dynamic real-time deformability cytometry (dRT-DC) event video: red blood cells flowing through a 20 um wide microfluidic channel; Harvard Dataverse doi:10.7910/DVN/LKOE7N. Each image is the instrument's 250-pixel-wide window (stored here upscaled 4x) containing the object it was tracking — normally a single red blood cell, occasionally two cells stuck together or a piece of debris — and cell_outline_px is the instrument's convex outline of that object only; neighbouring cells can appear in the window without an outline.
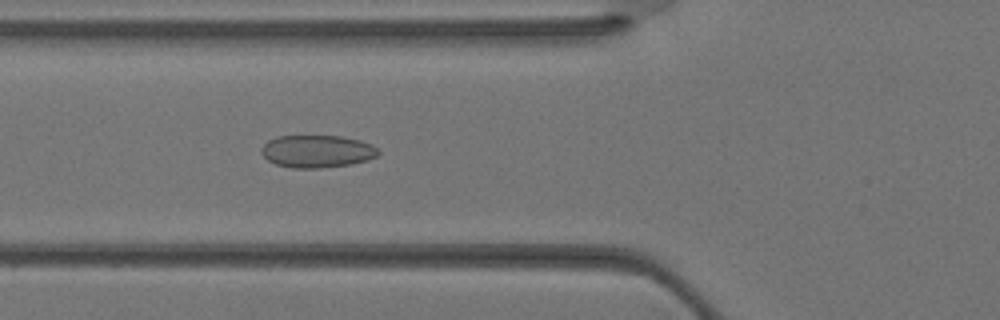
{"species": "Egyptian fruit bat (a non-hibernating species)", "species_latin": "Rousettus aegyptiacus", "temperature_condition": "warm", "stored_images_in_passage": 31, "camera_frame_rate_fps": 3000, "um_per_image_px": 0.085, "animal": {"sex": "female"}, "frame": {"image": 1, "passage_image": 8, "time_ms": 2.333, "image_size_px": [1000, 320], "cell_outline_px": [[380, 152], [376, 156], [368, 160], [352, 164], [320, 168], [292, 168], [276, 164], [268, 160], [260, 152], [260, 148], [268, 140], [276, 136], [340, 136], [360, 140], [372, 144], [380, 148]], "centroid_in_image_um": [26.97, 12.86], "position_along_channel_um": 98.8, "area_um2": 22.37}}
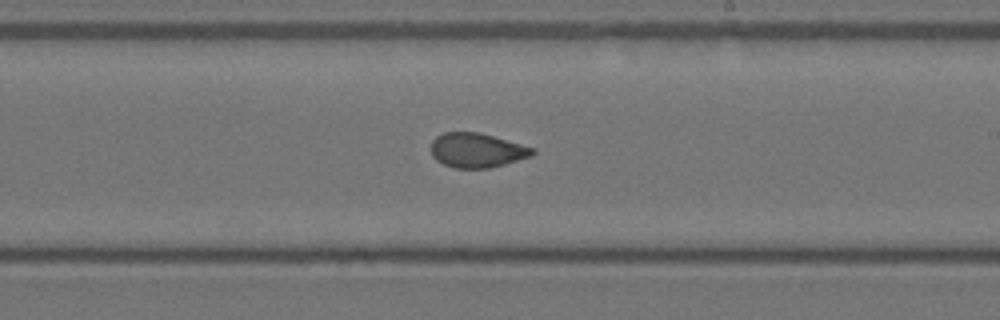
{"frame": {"image": 2, "passage_image": 16, "time_ms": 5.0, "image_size_px": [1000, 320], "cell_outline_px": [[536, 152], [532, 156], [504, 164], [488, 168], [456, 168], [444, 164], [436, 160], [432, 156], [432, 140], [436, 136], [444, 132], [480, 132], [536, 148]], "centroid_in_image_um": [40.56, 12.76], "position_along_channel_um": 248.4, "area_um2": 20.46}}
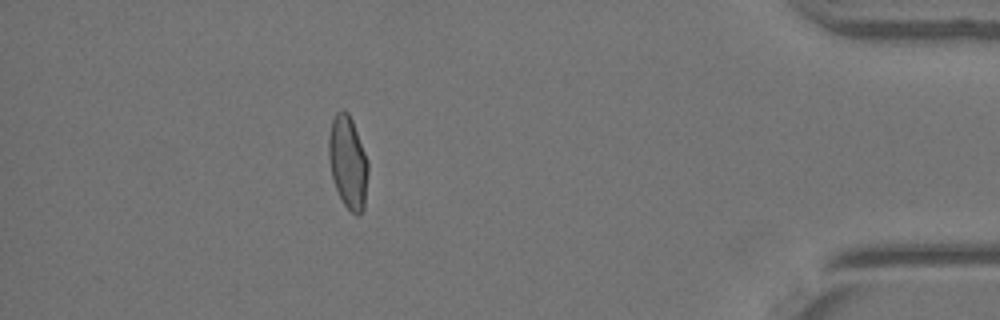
{"frame": {"image": 3, "passage_image": 27, "time_ms": 8.667, "image_size_px": [1000, 320], "cell_outline_px": [[368, 172], [364, 208], [356, 216], [344, 204], [336, 188], [332, 176], [328, 156], [328, 136], [332, 120], [336, 112], [344, 108], [348, 112], [352, 120], [368, 160]], "centroid_in_image_um": [29.57, 13.75], "position_along_channel_um": 405.6, "area_um2": 21.21}}